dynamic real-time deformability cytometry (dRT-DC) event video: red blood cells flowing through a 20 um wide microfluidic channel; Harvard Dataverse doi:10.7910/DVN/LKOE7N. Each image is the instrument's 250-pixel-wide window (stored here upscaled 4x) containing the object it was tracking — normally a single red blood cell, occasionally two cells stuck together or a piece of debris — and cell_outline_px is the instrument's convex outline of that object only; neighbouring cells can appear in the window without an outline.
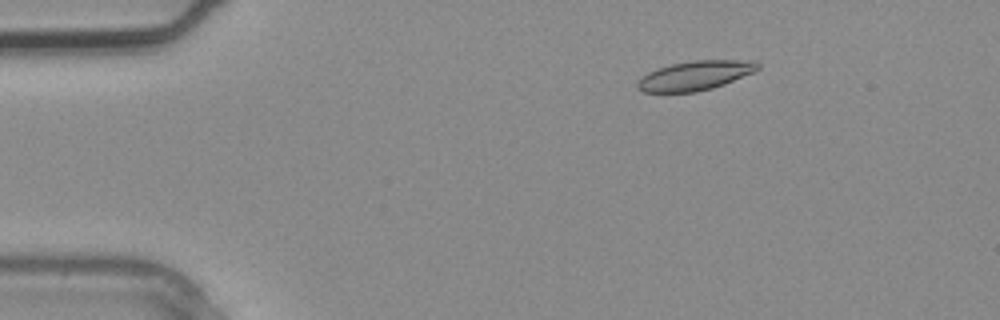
{"species": "common noctule bat (a hibernating species)", "species_latin": "Nyctalus noctula", "temperature_condition": "warm", "stored_images_in_passage": 2, "camera_frame_rate_fps": 3000, "um_per_image_px": 0.085, "animal": {"sex": "male", "body_mass_g": 20.4}, "frame": {"image": 1, "passage_image": 1, "time_ms": 0.0, "image_size_px": [1000, 320], "cell_outline_px": [[760, 68], [756, 72], [724, 84], [712, 88], [696, 92], [644, 92], [636, 88], [636, 84], [648, 72], [656, 68], [672, 64], [692, 60], [756, 60], [760, 64]], "centroid_in_image_um": [59.14, 6.41], "position_along_channel_um": 25.9, "area_um2": 20.75}}